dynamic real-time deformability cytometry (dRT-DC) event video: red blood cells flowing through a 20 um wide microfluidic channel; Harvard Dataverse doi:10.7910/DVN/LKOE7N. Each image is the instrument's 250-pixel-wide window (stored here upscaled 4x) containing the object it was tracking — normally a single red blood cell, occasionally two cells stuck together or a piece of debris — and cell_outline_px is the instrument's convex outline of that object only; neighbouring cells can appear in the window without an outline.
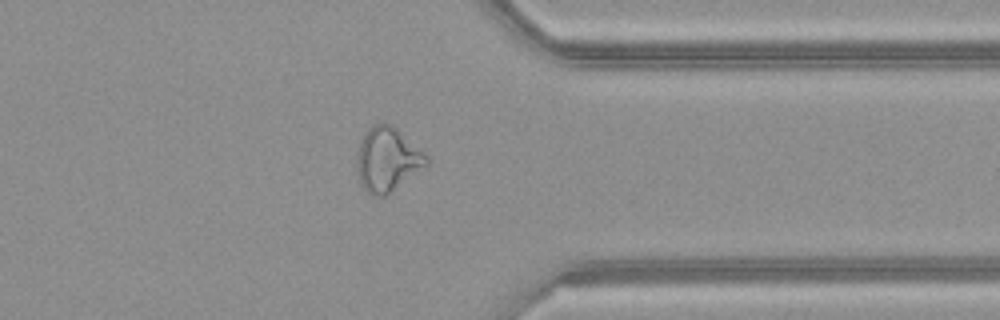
{"species": "common noctule bat (a hibernating species)", "species_latin": "Nyctalus noctula", "temperature_condition": "warm", "stored_images_in_passage": 41, "camera_frame_rate_fps": 3000, "um_per_image_px": 0.085, "animal": {"sex": "female", "body_mass_g": 21.9}, "frame": {"image": 1, "passage_image": 30, "time_ms": 9.667, "image_size_px": [1000, 320], "cell_outline_px": [[428, 164], [384, 196], [376, 196], [368, 192], [360, 184], [356, 172], [356, 152], [360, 140], [364, 132], [368, 128], [384, 120], [392, 124], [428, 156]], "centroid_in_image_um": [32.87, 13.51], "position_along_channel_um": 378.5, "area_um2": 26.07}, "authors_computed_cell_mechanics": {"area_um2": 25.9522, "velocity_mm_per_s": 4.1562, "shape_relaxation_time_tau1_ms": null, "shape_relaxation_time_tau2_ms": 2.6374, "deformation_change_tau1": null, "deformation_change_tau2": 0.1304}}